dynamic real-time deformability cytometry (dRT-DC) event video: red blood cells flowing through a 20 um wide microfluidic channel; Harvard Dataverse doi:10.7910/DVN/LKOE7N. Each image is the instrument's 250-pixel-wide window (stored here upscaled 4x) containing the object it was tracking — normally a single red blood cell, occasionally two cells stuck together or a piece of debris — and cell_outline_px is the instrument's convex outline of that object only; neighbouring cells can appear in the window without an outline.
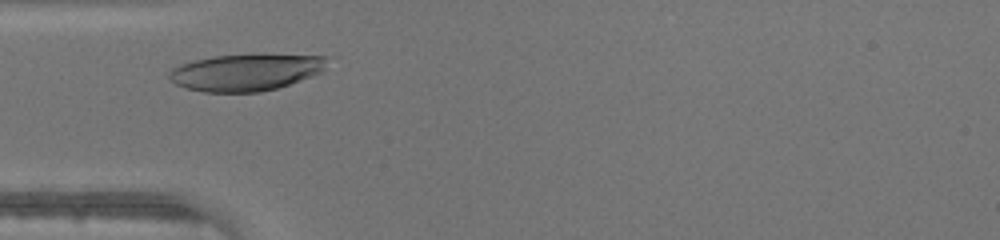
{"species": "human", "species_latin": "Homo sapiens", "temperature_condition": "warm", "stored_images_in_passage": 26, "camera_frame_rate_fps": 3000, "um_per_image_px": 0.085, "donor": {"sex": "male"}, "frame": {"image": 1, "passage_image": 4, "time_ms": 1.0, "image_size_px": [1000, 240], "cell_outline_px": [[332, 56], [324, 68], [320, 72], [300, 80], [276, 88], [260, 92], [204, 92], [184, 88], [176, 84], [168, 76], [168, 72], [172, 68], [180, 64], [196, 60], [216, 56], [252, 52], [264, 52]], "centroid_in_image_um": [20.96, 6.09], "position_along_channel_um": 64.0, "area_um2": 34.91}}
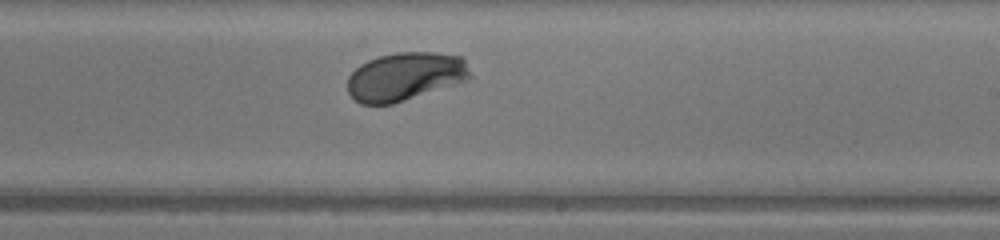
{"frame": {"image": 2, "passage_image": 17, "time_ms": 5.333, "image_size_px": [1000, 240], "cell_outline_px": [[472, 80], [392, 104], [360, 104], [348, 92], [348, 76], [360, 64], [368, 60], [380, 56], [396, 52], [432, 52], [464, 56], [472, 76]], "centroid_in_image_um": [34.5, 6.5], "position_along_channel_um": 254.5, "area_um2": 34.97}}
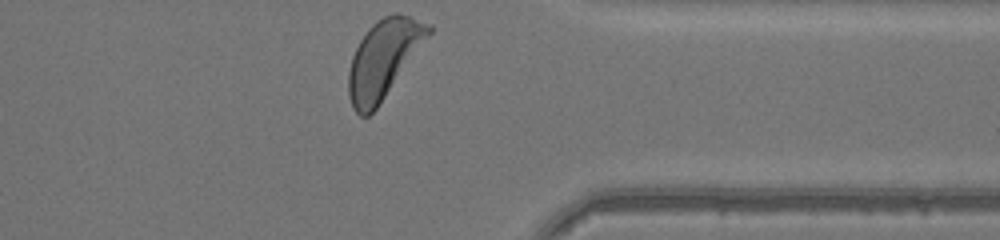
{"frame": {"image": 3, "passage_image": 26, "time_ms": 8.333, "image_size_px": [1000, 240], "cell_outline_px": [[432, 32], [376, 108], [368, 116], [360, 116], [352, 108], [348, 96], [348, 72], [352, 56], [360, 40], [368, 28], [372, 24], [384, 16], [396, 12], [432, 24]], "centroid_in_image_um": [32.58, 5.0], "position_along_channel_um": 378.8, "area_um2": 35.95}}